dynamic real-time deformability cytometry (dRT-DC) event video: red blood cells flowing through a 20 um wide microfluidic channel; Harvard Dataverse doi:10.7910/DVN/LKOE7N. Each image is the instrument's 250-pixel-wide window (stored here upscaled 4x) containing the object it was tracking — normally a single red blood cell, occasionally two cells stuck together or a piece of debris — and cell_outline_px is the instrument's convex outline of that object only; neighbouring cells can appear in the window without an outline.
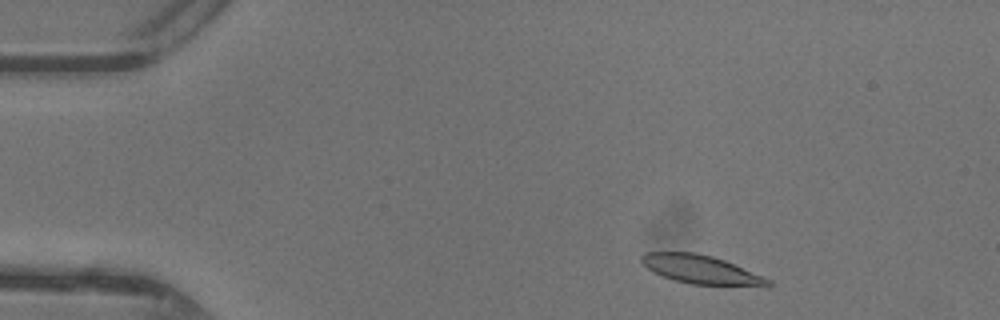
{"species": "common noctule bat (a hibernating species)", "species_latin": "Nyctalus noctula", "temperature_condition": "warm", "stored_images_in_passage": 44, "camera_frame_rate_fps": 3000, "um_per_image_px": 0.085, "animal": {"sex": "female"}, "frame": {"image": 1, "passage_image": 3, "time_ms": 0.667, "image_size_px": [1000, 320], "cell_outline_px": [[772, 284], [768, 288], [692, 284], [672, 280], [652, 272], [640, 260], [640, 256], [644, 252], [696, 252], [712, 256], [724, 260], [772, 280]], "centroid_in_image_um": [59.64, 22.94], "position_along_channel_um": 25.4, "area_um2": 21.62}}
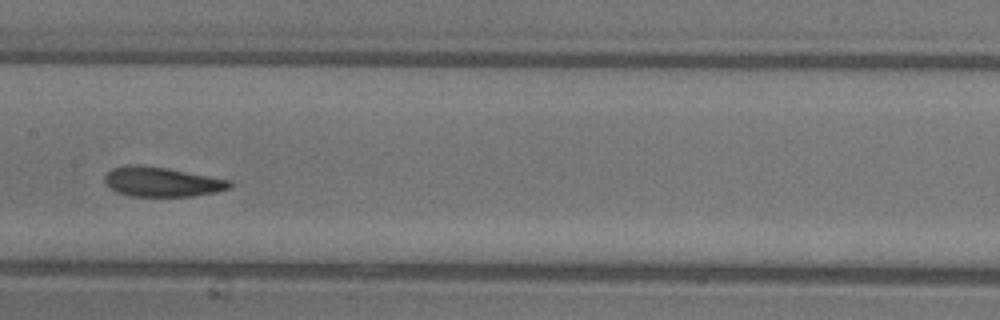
{"frame": {"image": 2, "passage_image": 20, "time_ms": 6.333, "image_size_px": [1000, 320], "cell_outline_px": [[232, 184], [228, 188], [216, 192], [192, 196], [132, 196], [116, 192], [104, 184], [104, 176], [112, 168], [128, 164], [136, 164], [168, 168], [232, 180]], "centroid_in_image_um": [13.73, 15.45], "position_along_channel_um": 193.7, "area_um2": 21.73}}
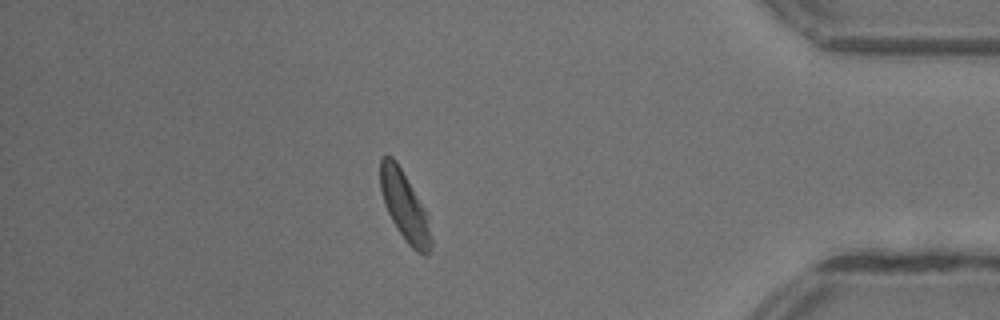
{"frame": {"image": 3, "passage_image": 37, "time_ms": 12.0, "image_size_px": [1000, 320], "cell_outline_px": [[432, 244], [428, 256], [416, 252], [404, 240], [392, 220], [384, 204], [380, 188], [380, 160], [384, 156], [392, 156], [396, 160], [428, 212], [432, 240]], "centroid_in_image_um": [34.42, 17.55], "position_along_channel_um": 400.8, "area_um2": 20.75}, "authors_computed_cell_mechanics": {"area_um2": 21.6172, "velocity_mm_per_s": 4.3649, "shape_relaxation_time_tau1_ms": 2.5878, "shape_relaxation_time_tau2_ms": 2.6873, "deformation_change_tau1": 0.1425, "deformation_change_tau2": 0.1144}}